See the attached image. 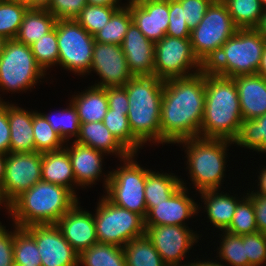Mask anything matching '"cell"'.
<instances>
[{
  "instance_id": "cell-37",
  "label": "cell",
  "mask_w": 266,
  "mask_h": 266,
  "mask_svg": "<svg viewBox=\"0 0 266 266\" xmlns=\"http://www.w3.org/2000/svg\"><path fill=\"white\" fill-rule=\"evenodd\" d=\"M14 265L41 266L40 254L35 239L24 229L14 225Z\"/></svg>"
},
{
  "instance_id": "cell-45",
  "label": "cell",
  "mask_w": 266,
  "mask_h": 266,
  "mask_svg": "<svg viewBox=\"0 0 266 266\" xmlns=\"http://www.w3.org/2000/svg\"><path fill=\"white\" fill-rule=\"evenodd\" d=\"M166 35L176 38L191 36V30L184 19L183 8L177 0H169V26Z\"/></svg>"
},
{
  "instance_id": "cell-49",
  "label": "cell",
  "mask_w": 266,
  "mask_h": 266,
  "mask_svg": "<svg viewBox=\"0 0 266 266\" xmlns=\"http://www.w3.org/2000/svg\"><path fill=\"white\" fill-rule=\"evenodd\" d=\"M108 100V107L118 112H128V97L124 86L104 87Z\"/></svg>"
},
{
  "instance_id": "cell-21",
  "label": "cell",
  "mask_w": 266,
  "mask_h": 266,
  "mask_svg": "<svg viewBox=\"0 0 266 266\" xmlns=\"http://www.w3.org/2000/svg\"><path fill=\"white\" fill-rule=\"evenodd\" d=\"M238 90L243 120L266 114V78L256 74L232 78Z\"/></svg>"
},
{
  "instance_id": "cell-43",
  "label": "cell",
  "mask_w": 266,
  "mask_h": 266,
  "mask_svg": "<svg viewBox=\"0 0 266 266\" xmlns=\"http://www.w3.org/2000/svg\"><path fill=\"white\" fill-rule=\"evenodd\" d=\"M224 235L220 244L219 258L230 266H251L248 263V257L245 251V243L242 235H235L227 231H223Z\"/></svg>"
},
{
  "instance_id": "cell-60",
  "label": "cell",
  "mask_w": 266,
  "mask_h": 266,
  "mask_svg": "<svg viewBox=\"0 0 266 266\" xmlns=\"http://www.w3.org/2000/svg\"><path fill=\"white\" fill-rule=\"evenodd\" d=\"M149 1H164V0H129V3L142 4Z\"/></svg>"
},
{
  "instance_id": "cell-23",
  "label": "cell",
  "mask_w": 266,
  "mask_h": 266,
  "mask_svg": "<svg viewBox=\"0 0 266 266\" xmlns=\"http://www.w3.org/2000/svg\"><path fill=\"white\" fill-rule=\"evenodd\" d=\"M10 128V153L35 152L33 137V112L7 103Z\"/></svg>"
},
{
  "instance_id": "cell-15",
  "label": "cell",
  "mask_w": 266,
  "mask_h": 266,
  "mask_svg": "<svg viewBox=\"0 0 266 266\" xmlns=\"http://www.w3.org/2000/svg\"><path fill=\"white\" fill-rule=\"evenodd\" d=\"M24 229L35 239L41 266H78V253L56 224L32 225Z\"/></svg>"
},
{
  "instance_id": "cell-7",
  "label": "cell",
  "mask_w": 266,
  "mask_h": 266,
  "mask_svg": "<svg viewBox=\"0 0 266 266\" xmlns=\"http://www.w3.org/2000/svg\"><path fill=\"white\" fill-rule=\"evenodd\" d=\"M238 29L226 5L221 0L213 1L202 20L191 31V47L195 57L206 67L219 52L220 47Z\"/></svg>"
},
{
  "instance_id": "cell-20",
  "label": "cell",
  "mask_w": 266,
  "mask_h": 266,
  "mask_svg": "<svg viewBox=\"0 0 266 266\" xmlns=\"http://www.w3.org/2000/svg\"><path fill=\"white\" fill-rule=\"evenodd\" d=\"M130 12L134 24L147 39L155 43L166 36L169 26V0L130 3Z\"/></svg>"
},
{
  "instance_id": "cell-4",
  "label": "cell",
  "mask_w": 266,
  "mask_h": 266,
  "mask_svg": "<svg viewBox=\"0 0 266 266\" xmlns=\"http://www.w3.org/2000/svg\"><path fill=\"white\" fill-rule=\"evenodd\" d=\"M124 87L132 135L142 145L147 141L161 143L160 113L164 80L155 76H133Z\"/></svg>"
},
{
  "instance_id": "cell-56",
  "label": "cell",
  "mask_w": 266,
  "mask_h": 266,
  "mask_svg": "<svg viewBox=\"0 0 266 266\" xmlns=\"http://www.w3.org/2000/svg\"><path fill=\"white\" fill-rule=\"evenodd\" d=\"M257 74L266 78V45H265V48H264V51L261 57V63L257 71Z\"/></svg>"
},
{
  "instance_id": "cell-19",
  "label": "cell",
  "mask_w": 266,
  "mask_h": 266,
  "mask_svg": "<svg viewBox=\"0 0 266 266\" xmlns=\"http://www.w3.org/2000/svg\"><path fill=\"white\" fill-rule=\"evenodd\" d=\"M121 48L133 76H154L155 43L147 39L132 22Z\"/></svg>"
},
{
  "instance_id": "cell-32",
  "label": "cell",
  "mask_w": 266,
  "mask_h": 266,
  "mask_svg": "<svg viewBox=\"0 0 266 266\" xmlns=\"http://www.w3.org/2000/svg\"><path fill=\"white\" fill-rule=\"evenodd\" d=\"M126 5L118 8L112 14L106 26L93 35L95 42L121 46L128 28L133 22L130 12V3Z\"/></svg>"
},
{
  "instance_id": "cell-31",
  "label": "cell",
  "mask_w": 266,
  "mask_h": 266,
  "mask_svg": "<svg viewBox=\"0 0 266 266\" xmlns=\"http://www.w3.org/2000/svg\"><path fill=\"white\" fill-rule=\"evenodd\" d=\"M123 249L126 266H167L146 234L128 241Z\"/></svg>"
},
{
  "instance_id": "cell-51",
  "label": "cell",
  "mask_w": 266,
  "mask_h": 266,
  "mask_svg": "<svg viewBox=\"0 0 266 266\" xmlns=\"http://www.w3.org/2000/svg\"><path fill=\"white\" fill-rule=\"evenodd\" d=\"M247 196L252 200L258 232L266 235V196H260L253 191Z\"/></svg>"
},
{
  "instance_id": "cell-2",
  "label": "cell",
  "mask_w": 266,
  "mask_h": 266,
  "mask_svg": "<svg viewBox=\"0 0 266 266\" xmlns=\"http://www.w3.org/2000/svg\"><path fill=\"white\" fill-rule=\"evenodd\" d=\"M242 121L234 80L214 75L205 69V107L199 137L233 142Z\"/></svg>"
},
{
  "instance_id": "cell-11",
  "label": "cell",
  "mask_w": 266,
  "mask_h": 266,
  "mask_svg": "<svg viewBox=\"0 0 266 266\" xmlns=\"http://www.w3.org/2000/svg\"><path fill=\"white\" fill-rule=\"evenodd\" d=\"M55 28L59 51L58 64L79 75L89 73L95 44L94 36L75 19H58Z\"/></svg>"
},
{
  "instance_id": "cell-63",
  "label": "cell",
  "mask_w": 266,
  "mask_h": 266,
  "mask_svg": "<svg viewBox=\"0 0 266 266\" xmlns=\"http://www.w3.org/2000/svg\"><path fill=\"white\" fill-rule=\"evenodd\" d=\"M14 266H30V265H14Z\"/></svg>"
},
{
  "instance_id": "cell-5",
  "label": "cell",
  "mask_w": 266,
  "mask_h": 266,
  "mask_svg": "<svg viewBox=\"0 0 266 266\" xmlns=\"http://www.w3.org/2000/svg\"><path fill=\"white\" fill-rule=\"evenodd\" d=\"M265 45V38L255 28L238 29L205 69L226 78L256 74Z\"/></svg>"
},
{
  "instance_id": "cell-25",
  "label": "cell",
  "mask_w": 266,
  "mask_h": 266,
  "mask_svg": "<svg viewBox=\"0 0 266 266\" xmlns=\"http://www.w3.org/2000/svg\"><path fill=\"white\" fill-rule=\"evenodd\" d=\"M41 178L43 181L68 188L76 196L73 188V185H76L75 176L65 148L42 153Z\"/></svg>"
},
{
  "instance_id": "cell-9",
  "label": "cell",
  "mask_w": 266,
  "mask_h": 266,
  "mask_svg": "<svg viewBox=\"0 0 266 266\" xmlns=\"http://www.w3.org/2000/svg\"><path fill=\"white\" fill-rule=\"evenodd\" d=\"M94 222L98 243L123 247L145 235V219L141 215L113 204L105 196L98 202Z\"/></svg>"
},
{
  "instance_id": "cell-47",
  "label": "cell",
  "mask_w": 266,
  "mask_h": 266,
  "mask_svg": "<svg viewBox=\"0 0 266 266\" xmlns=\"http://www.w3.org/2000/svg\"><path fill=\"white\" fill-rule=\"evenodd\" d=\"M86 5V0H52L48 11L57 20L76 19Z\"/></svg>"
},
{
  "instance_id": "cell-17",
  "label": "cell",
  "mask_w": 266,
  "mask_h": 266,
  "mask_svg": "<svg viewBox=\"0 0 266 266\" xmlns=\"http://www.w3.org/2000/svg\"><path fill=\"white\" fill-rule=\"evenodd\" d=\"M182 186L168 199L156 204L145 218V225H178L185 226V219H189L198 211L195 201L186 193L188 189L181 181Z\"/></svg>"
},
{
  "instance_id": "cell-30",
  "label": "cell",
  "mask_w": 266,
  "mask_h": 266,
  "mask_svg": "<svg viewBox=\"0 0 266 266\" xmlns=\"http://www.w3.org/2000/svg\"><path fill=\"white\" fill-rule=\"evenodd\" d=\"M126 266L124 249L115 244L96 243L78 254V265Z\"/></svg>"
},
{
  "instance_id": "cell-1",
  "label": "cell",
  "mask_w": 266,
  "mask_h": 266,
  "mask_svg": "<svg viewBox=\"0 0 266 266\" xmlns=\"http://www.w3.org/2000/svg\"><path fill=\"white\" fill-rule=\"evenodd\" d=\"M205 107V69L194 75L164 80L161 143L199 137Z\"/></svg>"
},
{
  "instance_id": "cell-34",
  "label": "cell",
  "mask_w": 266,
  "mask_h": 266,
  "mask_svg": "<svg viewBox=\"0 0 266 266\" xmlns=\"http://www.w3.org/2000/svg\"><path fill=\"white\" fill-rule=\"evenodd\" d=\"M266 153V114L255 119L243 120L233 144Z\"/></svg>"
},
{
  "instance_id": "cell-16",
  "label": "cell",
  "mask_w": 266,
  "mask_h": 266,
  "mask_svg": "<svg viewBox=\"0 0 266 266\" xmlns=\"http://www.w3.org/2000/svg\"><path fill=\"white\" fill-rule=\"evenodd\" d=\"M95 71L101 77L97 87L124 86L132 77L125 54L121 46L95 42L90 71Z\"/></svg>"
},
{
  "instance_id": "cell-35",
  "label": "cell",
  "mask_w": 266,
  "mask_h": 266,
  "mask_svg": "<svg viewBox=\"0 0 266 266\" xmlns=\"http://www.w3.org/2000/svg\"><path fill=\"white\" fill-rule=\"evenodd\" d=\"M127 114L128 112H118L109 108L103 124L130 154L136 155L143 145L132 135Z\"/></svg>"
},
{
  "instance_id": "cell-59",
  "label": "cell",
  "mask_w": 266,
  "mask_h": 266,
  "mask_svg": "<svg viewBox=\"0 0 266 266\" xmlns=\"http://www.w3.org/2000/svg\"><path fill=\"white\" fill-rule=\"evenodd\" d=\"M7 42V39L4 38L3 36H0V55L2 54L5 44Z\"/></svg>"
},
{
  "instance_id": "cell-38",
  "label": "cell",
  "mask_w": 266,
  "mask_h": 266,
  "mask_svg": "<svg viewBox=\"0 0 266 266\" xmlns=\"http://www.w3.org/2000/svg\"><path fill=\"white\" fill-rule=\"evenodd\" d=\"M27 10L26 5L0 0V36L14 39Z\"/></svg>"
},
{
  "instance_id": "cell-41",
  "label": "cell",
  "mask_w": 266,
  "mask_h": 266,
  "mask_svg": "<svg viewBox=\"0 0 266 266\" xmlns=\"http://www.w3.org/2000/svg\"><path fill=\"white\" fill-rule=\"evenodd\" d=\"M242 199L237 204L232 221L225 231L235 235L256 233L258 232V227L252 200L247 195Z\"/></svg>"
},
{
  "instance_id": "cell-40",
  "label": "cell",
  "mask_w": 266,
  "mask_h": 266,
  "mask_svg": "<svg viewBox=\"0 0 266 266\" xmlns=\"http://www.w3.org/2000/svg\"><path fill=\"white\" fill-rule=\"evenodd\" d=\"M122 6L87 4L75 19L89 34L94 35L109 22L112 14Z\"/></svg>"
},
{
  "instance_id": "cell-27",
  "label": "cell",
  "mask_w": 266,
  "mask_h": 266,
  "mask_svg": "<svg viewBox=\"0 0 266 266\" xmlns=\"http://www.w3.org/2000/svg\"><path fill=\"white\" fill-rule=\"evenodd\" d=\"M210 223L221 231H225L233 218L237 204L241 201L235 196L222 194L216 190H204L200 192Z\"/></svg>"
},
{
  "instance_id": "cell-33",
  "label": "cell",
  "mask_w": 266,
  "mask_h": 266,
  "mask_svg": "<svg viewBox=\"0 0 266 266\" xmlns=\"http://www.w3.org/2000/svg\"><path fill=\"white\" fill-rule=\"evenodd\" d=\"M239 29L256 28L263 8L260 0H221Z\"/></svg>"
},
{
  "instance_id": "cell-8",
  "label": "cell",
  "mask_w": 266,
  "mask_h": 266,
  "mask_svg": "<svg viewBox=\"0 0 266 266\" xmlns=\"http://www.w3.org/2000/svg\"><path fill=\"white\" fill-rule=\"evenodd\" d=\"M135 154L124 158V166L106 174L104 185L105 196L113 204L135 212L144 219L147 216V207L144 196L148 169H143L134 161Z\"/></svg>"
},
{
  "instance_id": "cell-53",
  "label": "cell",
  "mask_w": 266,
  "mask_h": 266,
  "mask_svg": "<svg viewBox=\"0 0 266 266\" xmlns=\"http://www.w3.org/2000/svg\"><path fill=\"white\" fill-rule=\"evenodd\" d=\"M258 180H259V184H258L259 190L253 193L260 195V196H266V168L265 167L263 168V170H261Z\"/></svg>"
},
{
  "instance_id": "cell-52",
  "label": "cell",
  "mask_w": 266,
  "mask_h": 266,
  "mask_svg": "<svg viewBox=\"0 0 266 266\" xmlns=\"http://www.w3.org/2000/svg\"><path fill=\"white\" fill-rule=\"evenodd\" d=\"M52 0H27V7L29 9H43L48 10Z\"/></svg>"
},
{
  "instance_id": "cell-44",
  "label": "cell",
  "mask_w": 266,
  "mask_h": 266,
  "mask_svg": "<svg viewBox=\"0 0 266 266\" xmlns=\"http://www.w3.org/2000/svg\"><path fill=\"white\" fill-rule=\"evenodd\" d=\"M248 263L261 266L266 262V235L261 232L242 235Z\"/></svg>"
},
{
  "instance_id": "cell-26",
  "label": "cell",
  "mask_w": 266,
  "mask_h": 266,
  "mask_svg": "<svg viewBox=\"0 0 266 266\" xmlns=\"http://www.w3.org/2000/svg\"><path fill=\"white\" fill-rule=\"evenodd\" d=\"M71 99L75 106L80 123L103 121L108 111L106 90L103 87L91 86Z\"/></svg>"
},
{
  "instance_id": "cell-62",
  "label": "cell",
  "mask_w": 266,
  "mask_h": 266,
  "mask_svg": "<svg viewBox=\"0 0 266 266\" xmlns=\"http://www.w3.org/2000/svg\"><path fill=\"white\" fill-rule=\"evenodd\" d=\"M261 6L263 8V10L266 9V0H260Z\"/></svg>"
},
{
  "instance_id": "cell-61",
  "label": "cell",
  "mask_w": 266,
  "mask_h": 266,
  "mask_svg": "<svg viewBox=\"0 0 266 266\" xmlns=\"http://www.w3.org/2000/svg\"><path fill=\"white\" fill-rule=\"evenodd\" d=\"M12 3H18V4H23L27 6V0H4Z\"/></svg>"
},
{
  "instance_id": "cell-55",
  "label": "cell",
  "mask_w": 266,
  "mask_h": 266,
  "mask_svg": "<svg viewBox=\"0 0 266 266\" xmlns=\"http://www.w3.org/2000/svg\"><path fill=\"white\" fill-rule=\"evenodd\" d=\"M266 40V9L263 10L259 25L255 28Z\"/></svg>"
},
{
  "instance_id": "cell-3",
  "label": "cell",
  "mask_w": 266,
  "mask_h": 266,
  "mask_svg": "<svg viewBox=\"0 0 266 266\" xmlns=\"http://www.w3.org/2000/svg\"><path fill=\"white\" fill-rule=\"evenodd\" d=\"M77 198L66 187L40 180L6 208L20 228L56 224L78 202Z\"/></svg>"
},
{
  "instance_id": "cell-58",
  "label": "cell",
  "mask_w": 266,
  "mask_h": 266,
  "mask_svg": "<svg viewBox=\"0 0 266 266\" xmlns=\"http://www.w3.org/2000/svg\"><path fill=\"white\" fill-rule=\"evenodd\" d=\"M188 266H226V265H223V264H221V262L219 263H217V261H215V262H212V261H198V262H193V263H189L188 262Z\"/></svg>"
},
{
  "instance_id": "cell-22",
  "label": "cell",
  "mask_w": 266,
  "mask_h": 266,
  "mask_svg": "<svg viewBox=\"0 0 266 266\" xmlns=\"http://www.w3.org/2000/svg\"><path fill=\"white\" fill-rule=\"evenodd\" d=\"M64 148L69 154L76 186L83 188V186L94 184L102 174V155H105L104 152L79 144L76 141H73L72 146Z\"/></svg>"
},
{
  "instance_id": "cell-39",
  "label": "cell",
  "mask_w": 266,
  "mask_h": 266,
  "mask_svg": "<svg viewBox=\"0 0 266 266\" xmlns=\"http://www.w3.org/2000/svg\"><path fill=\"white\" fill-rule=\"evenodd\" d=\"M69 104L68 108L58 111L55 115L41 113L65 142L72 136L77 138L80 129L77 110L72 102Z\"/></svg>"
},
{
  "instance_id": "cell-10",
  "label": "cell",
  "mask_w": 266,
  "mask_h": 266,
  "mask_svg": "<svg viewBox=\"0 0 266 266\" xmlns=\"http://www.w3.org/2000/svg\"><path fill=\"white\" fill-rule=\"evenodd\" d=\"M43 76L45 72L37 64L30 45L15 39L7 40L0 55V89L7 92L25 91L33 88Z\"/></svg>"
},
{
  "instance_id": "cell-46",
  "label": "cell",
  "mask_w": 266,
  "mask_h": 266,
  "mask_svg": "<svg viewBox=\"0 0 266 266\" xmlns=\"http://www.w3.org/2000/svg\"><path fill=\"white\" fill-rule=\"evenodd\" d=\"M182 8L188 28L192 31L202 20L214 0H177Z\"/></svg>"
},
{
  "instance_id": "cell-13",
  "label": "cell",
  "mask_w": 266,
  "mask_h": 266,
  "mask_svg": "<svg viewBox=\"0 0 266 266\" xmlns=\"http://www.w3.org/2000/svg\"><path fill=\"white\" fill-rule=\"evenodd\" d=\"M42 153H8L5 176L0 188V202L6 207L41 178Z\"/></svg>"
},
{
  "instance_id": "cell-12",
  "label": "cell",
  "mask_w": 266,
  "mask_h": 266,
  "mask_svg": "<svg viewBox=\"0 0 266 266\" xmlns=\"http://www.w3.org/2000/svg\"><path fill=\"white\" fill-rule=\"evenodd\" d=\"M192 68L195 71L190 72ZM205 67L195 57L190 38L165 36L155 42L154 76L162 79L180 78L201 72ZM189 72V73H188Z\"/></svg>"
},
{
  "instance_id": "cell-28",
  "label": "cell",
  "mask_w": 266,
  "mask_h": 266,
  "mask_svg": "<svg viewBox=\"0 0 266 266\" xmlns=\"http://www.w3.org/2000/svg\"><path fill=\"white\" fill-rule=\"evenodd\" d=\"M56 20L48 10L28 8L14 39L31 45L50 32L55 27Z\"/></svg>"
},
{
  "instance_id": "cell-6",
  "label": "cell",
  "mask_w": 266,
  "mask_h": 266,
  "mask_svg": "<svg viewBox=\"0 0 266 266\" xmlns=\"http://www.w3.org/2000/svg\"><path fill=\"white\" fill-rule=\"evenodd\" d=\"M186 147L191 181L199 192L216 190L223 182L226 148L233 143L225 139L194 137L176 142Z\"/></svg>"
},
{
  "instance_id": "cell-14",
  "label": "cell",
  "mask_w": 266,
  "mask_h": 266,
  "mask_svg": "<svg viewBox=\"0 0 266 266\" xmlns=\"http://www.w3.org/2000/svg\"><path fill=\"white\" fill-rule=\"evenodd\" d=\"M145 234L153 243L167 266H188L182 264L184 256L199 239L188 226L145 225Z\"/></svg>"
},
{
  "instance_id": "cell-48",
  "label": "cell",
  "mask_w": 266,
  "mask_h": 266,
  "mask_svg": "<svg viewBox=\"0 0 266 266\" xmlns=\"http://www.w3.org/2000/svg\"><path fill=\"white\" fill-rule=\"evenodd\" d=\"M14 231L8 232L0 223V266H14Z\"/></svg>"
},
{
  "instance_id": "cell-24",
  "label": "cell",
  "mask_w": 266,
  "mask_h": 266,
  "mask_svg": "<svg viewBox=\"0 0 266 266\" xmlns=\"http://www.w3.org/2000/svg\"><path fill=\"white\" fill-rule=\"evenodd\" d=\"M74 141L107 154L115 153L121 160L130 155L103 124V121L80 123L79 135Z\"/></svg>"
},
{
  "instance_id": "cell-50",
  "label": "cell",
  "mask_w": 266,
  "mask_h": 266,
  "mask_svg": "<svg viewBox=\"0 0 266 266\" xmlns=\"http://www.w3.org/2000/svg\"><path fill=\"white\" fill-rule=\"evenodd\" d=\"M0 153H10V128L5 101L0 102Z\"/></svg>"
},
{
  "instance_id": "cell-29",
  "label": "cell",
  "mask_w": 266,
  "mask_h": 266,
  "mask_svg": "<svg viewBox=\"0 0 266 266\" xmlns=\"http://www.w3.org/2000/svg\"><path fill=\"white\" fill-rule=\"evenodd\" d=\"M182 179L168 173H159L148 171L144 196L146 201L147 213L156 204H159L170 198L181 186Z\"/></svg>"
},
{
  "instance_id": "cell-36",
  "label": "cell",
  "mask_w": 266,
  "mask_h": 266,
  "mask_svg": "<svg viewBox=\"0 0 266 266\" xmlns=\"http://www.w3.org/2000/svg\"><path fill=\"white\" fill-rule=\"evenodd\" d=\"M33 137L35 141V152H51L63 149L65 141L61 138L45 119L36 111H33Z\"/></svg>"
},
{
  "instance_id": "cell-57",
  "label": "cell",
  "mask_w": 266,
  "mask_h": 266,
  "mask_svg": "<svg viewBox=\"0 0 266 266\" xmlns=\"http://www.w3.org/2000/svg\"><path fill=\"white\" fill-rule=\"evenodd\" d=\"M6 157L7 154L0 153V188L5 176Z\"/></svg>"
},
{
  "instance_id": "cell-54",
  "label": "cell",
  "mask_w": 266,
  "mask_h": 266,
  "mask_svg": "<svg viewBox=\"0 0 266 266\" xmlns=\"http://www.w3.org/2000/svg\"><path fill=\"white\" fill-rule=\"evenodd\" d=\"M87 4L90 5H101V6H120L119 0H86Z\"/></svg>"
},
{
  "instance_id": "cell-18",
  "label": "cell",
  "mask_w": 266,
  "mask_h": 266,
  "mask_svg": "<svg viewBox=\"0 0 266 266\" xmlns=\"http://www.w3.org/2000/svg\"><path fill=\"white\" fill-rule=\"evenodd\" d=\"M79 201L56 223L64 238L79 254L98 243L94 215L83 211Z\"/></svg>"
},
{
  "instance_id": "cell-42",
  "label": "cell",
  "mask_w": 266,
  "mask_h": 266,
  "mask_svg": "<svg viewBox=\"0 0 266 266\" xmlns=\"http://www.w3.org/2000/svg\"><path fill=\"white\" fill-rule=\"evenodd\" d=\"M31 51L37 64L45 70L58 64L59 51L57 44V33L54 27L50 32L43 35L38 41L30 45Z\"/></svg>"
}]
</instances>
